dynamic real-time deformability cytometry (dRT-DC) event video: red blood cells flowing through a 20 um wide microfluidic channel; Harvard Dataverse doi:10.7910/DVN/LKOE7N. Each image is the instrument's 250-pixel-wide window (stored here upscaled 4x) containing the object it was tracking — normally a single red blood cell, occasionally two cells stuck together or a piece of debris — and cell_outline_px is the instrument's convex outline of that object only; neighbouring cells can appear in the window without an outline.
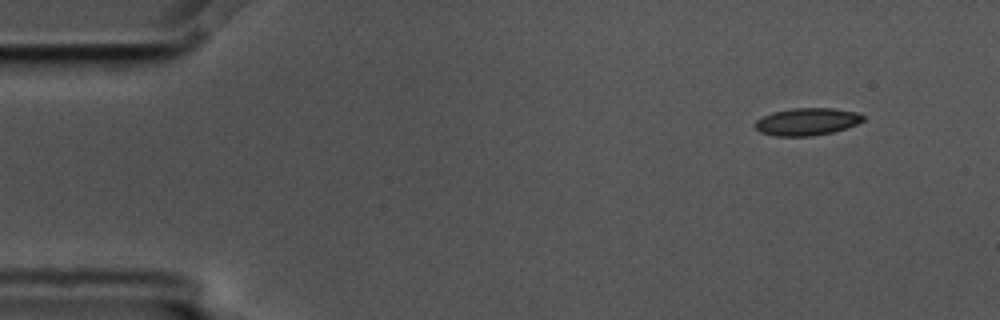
{"species": "common noctule bat (a hibernating species)", "species_latin": "Nyctalus noctula", "temperature_condition": "cold", "stored_images_in_passage": 4, "camera_frame_rate_fps": 3000, "um_per_image_px": 0.085, "animal": {"sex": "male", "body_mass_g": 17.5, "forearm_length_mm": 52.3}, "frame": {"image": 1, "passage_image": 1, "time_ms": 0.0, "image_size_px": [1000, 320], "cell_outline_px": [[864, 120], [856, 124], [832, 132], [812, 136], [776, 136], [760, 132], [756, 128], [756, 120], [772, 112], [792, 108], [832, 108], [856, 112], [864, 116]], "centroid_in_image_um": [68.58, 10.34], "position_along_channel_um": 16.4, "area_um2": 17.05}}
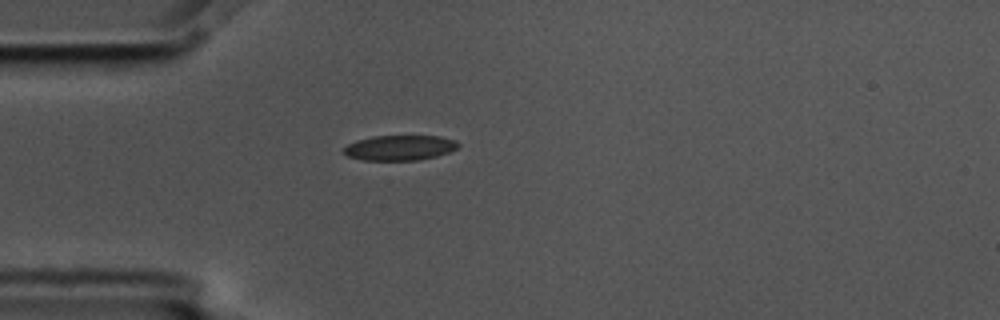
{"frame": {"image": 2, "passage_image": 4, "time_ms": 1.0, "image_size_px": [1000, 320], "cell_outline_px": [[460, 144], [456, 148], [448, 152], [436, 156], [416, 160], [364, 160], [348, 156], [344, 152], [344, 148], [348, 144], [356, 140], [372, 136], [440, 136], [456, 140]], "centroid_in_image_um": [33.98, 12.55], "position_along_channel_um": 51.0, "area_um2": 16.65}}